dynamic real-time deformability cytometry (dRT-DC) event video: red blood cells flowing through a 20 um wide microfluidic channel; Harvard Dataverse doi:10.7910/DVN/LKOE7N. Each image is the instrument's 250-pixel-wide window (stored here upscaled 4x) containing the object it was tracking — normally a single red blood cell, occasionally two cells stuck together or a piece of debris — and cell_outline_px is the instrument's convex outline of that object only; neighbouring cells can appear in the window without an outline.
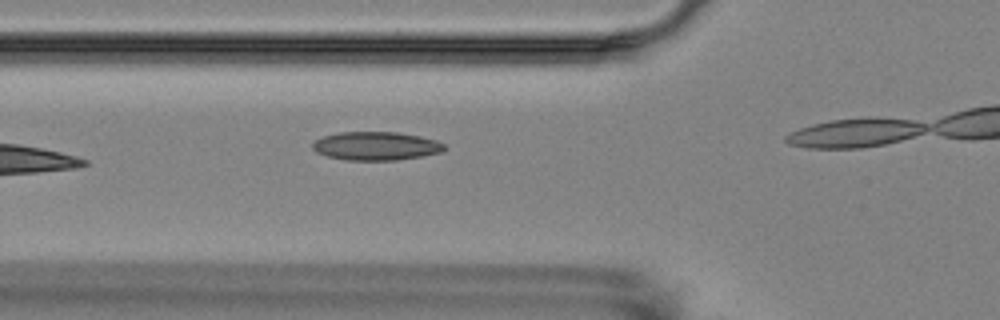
{"species": "Egyptian fruit bat (a non-hibernating species)", "species_latin": "Rousettus aegyptiacus", "temperature_condition": "room temperature", "stored_images_in_passage": 9, "camera_frame_rate_fps": 3000, "um_per_image_px": 0.085, "animal": {"sex": "female"}, "frame": {"image": 1, "passage_image": 8, "time_ms": 8.0, "image_size_px": [1000, 320], "cell_outline_px": [[444, 148], [440, 152], [420, 156], [396, 160], [348, 160], [328, 156], [316, 152], [312, 148], [312, 144], [316, 140], [324, 136], [340, 132], [396, 132], [420, 136], [436, 140], [444, 144]], "centroid_in_image_um": [31.94, 12.4], "position_along_channel_um": 93.9, "area_um2": 21.62}}